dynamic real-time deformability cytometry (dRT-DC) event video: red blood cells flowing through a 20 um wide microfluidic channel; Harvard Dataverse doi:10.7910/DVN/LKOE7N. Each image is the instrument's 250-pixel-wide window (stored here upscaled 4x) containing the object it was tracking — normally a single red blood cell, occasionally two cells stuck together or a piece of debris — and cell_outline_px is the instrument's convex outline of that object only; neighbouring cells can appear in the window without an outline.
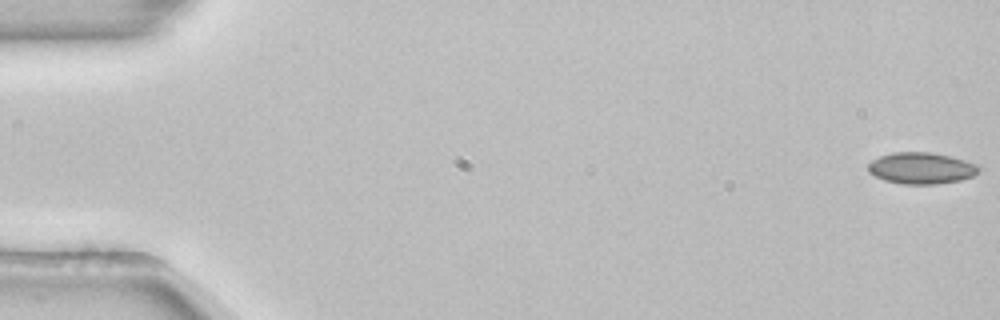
{"species": "common noctule bat (a hibernating species)", "species_latin": "Nyctalus noctula", "temperature_condition": "room temperature", "stored_images_in_passage": 52, "camera_frame_rate_fps": 3000, "um_per_image_px": 0.085, "animal": {"sex": "female", "body_mass_g": 22.7, "forearm_length_mm": 54.2}, "frame": {"image": 1, "passage_image": 1, "time_ms": 0.0, "image_size_px": [1000, 320], "cell_outline_px": [[980, 168], [972, 176], [960, 180], [936, 184], [904, 184], [884, 180], [868, 172], [868, 164], [872, 160], [880, 156], [892, 152], [928, 152], [948, 156], [980, 164]], "centroid_in_image_um": [78.3, 14.29], "position_along_channel_um": 6.7, "area_um2": 20.17}}
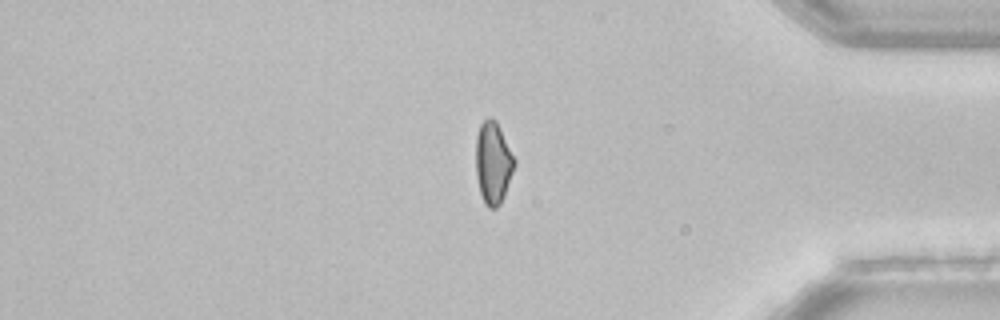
{"frame": {"image": 2, "passage_image": 45, "time_ms": 14.667, "image_size_px": [1000, 320], "cell_outline_px": [[516, 164], [504, 196], [500, 204], [496, 208], [488, 208], [480, 192], [476, 176], [476, 136], [480, 124], [488, 116], [492, 116], [496, 120], [516, 160]], "centroid_in_image_um": [41.92, 13.81], "position_along_channel_um": 393.3, "area_um2": 18.55}, "authors_computed_cell_mechanics": {"area_um2": 19.6809, "velocity_mm_per_s": 3.8852, "shape_relaxation_time_tau1_ms": null, "shape_relaxation_time_tau2_ms": 4.5849, "deformation_change_tau1": null, "deformation_change_tau2": 0.0677}}